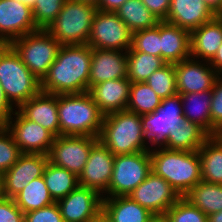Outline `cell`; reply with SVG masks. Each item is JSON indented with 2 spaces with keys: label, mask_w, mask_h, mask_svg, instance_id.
Instances as JSON below:
<instances>
[{
  "label": "cell",
  "mask_w": 222,
  "mask_h": 222,
  "mask_svg": "<svg viewBox=\"0 0 222 222\" xmlns=\"http://www.w3.org/2000/svg\"><path fill=\"white\" fill-rule=\"evenodd\" d=\"M98 140L113 155L150 151L145 145L141 115L127 109L103 117Z\"/></svg>",
  "instance_id": "4"
},
{
  "label": "cell",
  "mask_w": 222,
  "mask_h": 222,
  "mask_svg": "<svg viewBox=\"0 0 222 222\" xmlns=\"http://www.w3.org/2000/svg\"><path fill=\"white\" fill-rule=\"evenodd\" d=\"M209 65L213 67V69L219 74H222V44L219 46L215 56L213 59L208 62ZM222 76V75H221Z\"/></svg>",
  "instance_id": "46"
},
{
  "label": "cell",
  "mask_w": 222,
  "mask_h": 222,
  "mask_svg": "<svg viewBox=\"0 0 222 222\" xmlns=\"http://www.w3.org/2000/svg\"><path fill=\"white\" fill-rule=\"evenodd\" d=\"M209 137L198 124L183 119L169 131L162 147L169 150L197 151Z\"/></svg>",
  "instance_id": "26"
},
{
  "label": "cell",
  "mask_w": 222,
  "mask_h": 222,
  "mask_svg": "<svg viewBox=\"0 0 222 222\" xmlns=\"http://www.w3.org/2000/svg\"><path fill=\"white\" fill-rule=\"evenodd\" d=\"M126 54L127 78L131 83L145 82L154 71L167 64L161 57L143 52L129 49Z\"/></svg>",
  "instance_id": "33"
},
{
  "label": "cell",
  "mask_w": 222,
  "mask_h": 222,
  "mask_svg": "<svg viewBox=\"0 0 222 222\" xmlns=\"http://www.w3.org/2000/svg\"><path fill=\"white\" fill-rule=\"evenodd\" d=\"M160 21L167 18L171 0H141Z\"/></svg>",
  "instance_id": "43"
},
{
  "label": "cell",
  "mask_w": 222,
  "mask_h": 222,
  "mask_svg": "<svg viewBox=\"0 0 222 222\" xmlns=\"http://www.w3.org/2000/svg\"><path fill=\"white\" fill-rule=\"evenodd\" d=\"M203 1L216 15H222V0H203Z\"/></svg>",
  "instance_id": "47"
},
{
  "label": "cell",
  "mask_w": 222,
  "mask_h": 222,
  "mask_svg": "<svg viewBox=\"0 0 222 222\" xmlns=\"http://www.w3.org/2000/svg\"><path fill=\"white\" fill-rule=\"evenodd\" d=\"M102 194L78 185L66 197L56 201L64 222H93L102 214Z\"/></svg>",
  "instance_id": "14"
},
{
  "label": "cell",
  "mask_w": 222,
  "mask_h": 222,
  "mask_svg": "<svg viewBox=\"0 0 222 222\" xmlns=\"http://www.w3.org/2000/svg\"><path fill=\"white\" fill-rule=\"evenodd\" d=\"M145 82L161 99L178 94L174 63H167L154 71Z\"/></svg>",
  "instance_id": "35"
},
{
  "label": "cell",
  "mask_w": 222,
  "mask_h": 222,
  "mask_svg": "<svg viewBox=\"0 0 222 222\" xmlns=\"http://www.w3.org/2000/svg\"><path fill=\"white\" fill-rule=\"evenodd\" d=\"M16 1H19V2H22L28 6H30L31 8L34 6L36 0H16Z\"/></svg>",
  "instance_id": "52"
},
{
  "label": "cell",
  "mask_w": 222,
  "mask_h": 222,
  "mask_svg": "<svg viewBox=\"0 0 222 222\" xmlns=\"http://www.w3.org/2000/svg\"><path fill=\"white\" fill-rule=\"evenodd\" d=\"M215 16L216 14L203 0H171L168 15L164 21L191 33Z\"/></svg>",
  "instance_id": "21"
},
{
  "label": "cell",
  "mask_w": 222,
  "mask_h": 222,
  "mask_svg": "<svg viewBox=\"0 0 222 222\" xmlns=\"http://www.w3.org/2000/svg\"><path fill=\"white\" fill-rule=\"evenodd\" d=\"M93 222H109L106 217L101 214L98 218H96Z\"/></svg>",
  "instance_id": "53"
},
{
  "label": "cell",
  "mask_w": 222,
  "mask_h": 222,
  "mask_svg": "<svg viewBox=\"0 0 222 222\" xmlns=\"http://www.w3.org/2000/svg\"><path fill=\"white\" fill-rule=\"evenodd\" d=\"M14 115L16 120L12 121L11 117L3 125L11 133L20 151L48 155L55 136L46 128L27 119L19 110H15Z\"/></svg>",
  "instance_id": "12"
},
{
  "label": "cell",
  "mask_w": 222,
  "mask_h": 222,
  "mask_svg": "<svg viewBox=\"0 0 222 222\" xmlns=\"http://www.w3.org/2000/svg\"><path fill=\"white\" fill-rule=\"evenodd\" d=\"M130 50L161 57L160 22L153 28L132 33Z\"/></svg>",
  "instance_id": "36"
},
{
  "label": "cell",
  "mask_w": 222,
  "mask_h": 222,
  "mask_svg": "<svg viewBox=\"0 0 222 222\" xmlns=\"http://www.w3.org/2000/svg\"><path fill=\"white\" fill-rule=\"evenodd\" d=\"M87 44L95 49L127 51L131 48L132 32L115 12L97 9Z\"/></svg>",
  "instance_id": "9"
},
{
  "label": "cell",
  "mask_w": 222,
  "mask_h": 222,
  "mask_svg": "<svg viewBox=\"0 0 222 222\" xmlns=\"http://www.w3.org/2000/svg\"><path fill=\"white\" fill-rule=\"evenodd\" d=\"M184 198L208 216L222 210V185L201 180Z\"/></svg>",
  "instance_id": "30"
},
{
  "label": "cell",
  "mask_w": 222,
  "mask_h": 222,
  "mask_svg": "<svg viewBox=\"0 0 222 222\" xmlns=\"http://www.w3.org/2000/svg\"><path fill=\"white\" fill-rule=\"evenodd\" d=\"M98 141L97 137L91 136L60 135L54 138L48 161L79 177L86 165L91 148Z\"/></svg>",
  "instance_id": "10"
},
{
  "label": "cell",
  "mask_w": 222,
  "mask_h": 222,
  "mask_svg": "<svg viewBox=\"0 0 222 222\" xmlns=\"http://www.w3.org/2000/svg\"><path fill=\"white\" fill-rule=\"evenodd\" d=\"M92 47L61 45L54 63L41 81V91L56 95L88 92Z\"/></svg>",
  "instance_id": "1"
},
{
  "label": "cell",
  "mask_w": 222,
  "mask_h": 222,
  "mask_svg": "<svg viewBox=\"0 0 222 222\" xmlns=\"http://www.w3.org/2000/svg\"><path fill=\"white\" fill-rule=\"evenodd\" d=\"M70 1L84 2L86 4H90L95 7H98V5L100 3V0H70Z\"/></svg>",
  "instance_id": "50"
},
{
  "label": "cell",
  "mask_w": 222,
  "mask_h": 222,
  "mask_svg": "<svg viewBox=\"0 0 222 222\" xmlns=\"http://www.w3.org/2000/svg\"><path fill=\"white\" fill-rule=\"evenodd\" d=\"M5 198L4 194V186H3V177L2 174L0 173V201H2Z\"/></svg>",
  "instance_id": "51"
},
{
  "label": "cell",
  "mask_w": 222,
  "mask_h": 222,
  "mask_svg": "<svg viewBox=\"0 0 222 222\" xmlns=\"http://www.w3.org/2000/svg\"><path fill=\"white\" fill-rule=\"evenodd\" d=\"M0 85L7 99L19 108L41 91L39 81L10 44H0Z\"/></svg>",
  "instance_id": "5"
},
{
  "label": "cell",
  "mask_w": 222,
  "mask_h": 222,
  "mask_svg": "<svg viewBox=\"0 0 222 222\" xmlns=\"http://www.w3.org/2000/svg\"><path fill=\"white\" fill-rule=\"evenodd\" d=\"M151 172L150 151L115 155L106 193L110 197L128 196Z\"/></svg>",
  "instance_id": "8"
},
{
  "label": "cell",
  "mask_w": 222,
  "mask_h": 222,
  "mask_svg": "<svg viewBox=\"0 0 222 222\" xmlns=\"http://www.w3.org/2000/svg\"><path fill=\"white\" fill-rule=\"evenodd\" d=\"M210 113L213 126L222 134V78L221 77H219L213 85Z\"/></svg>",
  "instance_id": "41"
},
{
  "label": "cell",
  "mask_w": 222,
  "mask_h": 222,
  "mask_svg": "<svg viewBox=\"0 0 222 222\" xmlns=\"http://www.w3.org/2000/svg\"><path fill=\"white\" fill-rule=\"evenodd\" d=\"M12 107L14 106H12L11 102L7 99L4 90L0 85V125H3L12 117L11 115L15 113Z\"/></svg>",
  "instance_id": "44"
},
{
  "label": "cell",
  "mask_w": 222,
  "mask_h": 222,
  "mask_svg": "<svg viewBox=\"0 0 222 222\" xmlns=\"http://www.w3.org/2000/svg\"><path fill=\"white\" fill-rule=\"evenodd\" d=\"M208 222H222V210L208 215Z\"/></svg>",
  "instance_id": "48"
},
{
  "label": "cell",
  "mask_w": 222,
  "mask_h": 222,
  "mask_svg": "<svg viewBox=\"0 0 222 222\" xmlns=\"http://www.w3.org/2000/svg\"><path fill=\"white\" fill-rule=\"evenodd\" d=\"M128 196L154 216L165 215L181 198L166 180L153 172Z\"/></svg>",
  "instance_id": "13"
},
{
  "label": "cell",
  "mask_w": 222,
  "mask_h": 222,
  "mask_svg": "<svg viewBox=\"0 0 222 222\" xmlns=\"http://www.w3.org/2000/svg\"><path fill=\"white\" fill-rule=\"evenodd\" d=\"M46 154L22 153L18 161L2 174L5 198L16 197L29 182L43 176Z\"/></svg>",
  "instance_id": "16"
},
{
  "label": "cell",
  "mask_w": 222,
  "mask_h": 222,
  "mask_svg": "<svg viewBox=\"0 0 222 222\" xmlns=\"http://www.w3.org/2000/svg\"><path fill=\"white\" fill-rule=\"evenodd\" d=\"M25 222H64L57 203L24 214Z\"/></svg>",
  "instance_id": "40"
},
{
  "label": "cell",
  "mask_w": 222,
  "mask_h": 222,
  "mask_svg": "<svg viewBox=\"0 0 222 222\" xmlns=\"http://www.w3.org/2000/svg\"><path fill=\"white\" fill-rule=\"evenodd\" d=\"M0 222H25L24 213L18 208L14 198L0 201Z\"/></svg>",
  "instance_id": "42"
},
{
  "label": "cell",
  "mask_w": 222,
  "mask_h": 222,
  "mask_svg": "<svg viewBox=\"0 0 222 222\" xmlns=\"http://www.w3.org/2000/svg\"><path fill=\"white\" fill-rule=\"evenodd\" d=\"M170 222H208V216L181 197L165 214Z\"/></svg>",
  "instance_id": "37"
},
{
  "label": "cell",
  "mask_w": 222,
  "mask_h": 222,
  "mask_svg": "<svg viewBox=\"0 0 222 222\" xmlns=\"http://www.w3.org/2000/svg\"><path fill=\"white\" fill-rule=\"evenodd\" d=\"M18 110L29 120L60 136L58 95L40 91L24 102Z\"/></svg>",
  "instance_id": "20"
},
{
  "label": "cell",
  "mask_w": 222,
  "mask_h": 222,
  "mask_svg": "<svg viewBox=\"0 0 222 222\" xmlns=\"http://www.w3.org/2000/svg\"><path fill=\"white\" fill-rule=\"evenodd\" d=\"M10 45L39 81L47 75L61 47L57 39L46 29L28 33L13 40Z\"/></svg>",
  "instance_id": "7"
},
{
  "label": "cell",
  "mask_w": 222,
  "mask_h": 222,
  "mask_svg": "<svg viewBox=\"0 0 222 222\" xmlns=\"http://www.w3.org/2000/svg\"><path fill=\"white\" fill-rule=\"evenodd\" d=\"M60 135L99 137L104 115L89 92L58 95Z\"/></svg>",
  "instance_id": "3"
},
{
  "label": "cell",
  "mask_w": 222,
  "mask_h": 222,
  "mask_svg": "<svg viewBox=\"0 0 222 222\" xmlns=\"http://www.w3.org/2000/svg\"><path fill=\"white\" fill-rule=\"evenodd\" d=\"M125 1L126 0H100L97 9L104 12H115Z\"/></svg>",
  "instance_id": "45"
},
{
  "label": "cell",
  "mask_w": 222,
  "mask_h": 222,
  "mask_svg": "<svg viewBox=\"0 0 222 222\" xmlns=\"http://www.w3.org/2000/svg\"><path fill=\"white\" fill-rule=\"evenodd\" d=\"M14 200L24 214L55 203L46 187L43 176L29 182L28 185L14 197Z\"/></svg>",
  "instance_id": "32"
},
{
  "label": "cell",
  "mask_w": 222,
  "mask_h": 222,
  "mask_svg": "<svg viewBox=\"0 0 222 222\" xmlns=\"http://www.w3.org/2000/svg\"><path fill=\"white\" fill-rule=\"evenodd\" d=\"M32 8L16 0H0V44L37 31Z\"/></svg>",
  "instance_id": "15"
},
{
  "label": "cell",
  "mask_w": 222,
  "mask_h": 222,
  "mask_svg": "<svg viewBox=\"0 0 222 222\" xmlns=\"http://www.w3.org/2000/svg\"><path fill=\"white\" fill-rule=\"evenodd\" d=\"M43 178L55 202L66 197L79 185L78 177L74 173L65 168L53 165L49 161L45 165Z\"/></svg>",
  "instance_id": "31"
},
{
  "label": "cell",
  "mask_w": 222,
  "mask_h": 222,
  "mask_svg": "<svg viewBox=\"0 0 222 222\" xmlns=\"http://www.w3.org/2000/svg\"><path fill=\"white\" fill-rule=\"evenodd\" d=\"M149 222H170L166 215H155Z\"/></svg>",
  "instance_id": "49"
},
{
  "label": "cell",
  "mask_w": 222,
  "mask_h": 222,
  "mask_svg": "<svg viewBox=\"0 0 222 222\" xmlns=\"http://www.w3.org/2000/svg\"><path fill=\"white\" fill-rule=\"evenodd\" d=\"M102 214L109 222H149L154 216L129 196L103 198Z\"/></svg>",
  "instance_id": "25"
},
{
  "label": "cell",
  "mask_w": 222,
  "mask_h": 222,
  "mask_svg": "<svg viewBox=\"0 0 222 222\" xmlns=\"http://www.w3.org/2000/svg\"><path fill=\"white\" fill-rule=\"evenodd\" d=\"M181 104L180 95L176 94L162 99L154 112L141 115L144 138L160 147L167 140L169 131L184 119Z\"/></svg>",
  "instance_id": "11"
},
{
  "label": "cell",
  "mask_w": 222,
  "mask_h": 222,
  "mask_svg": "<svg viewBox=\"0 0 222 222\" xmlns=\"http://www.w3.org/2000/svg\"><path fill=\"white\" fill-rule=\"evenodd\" d=\"M193 59L187 58L174 63L176 86L178 94L208 91L213 89V85L220 75L206 64L197 63ZM206 66V67H205ZM208 66V67H207Z\"/></svg>",
  "instance_id": "18"
},
{
  "label": "cell",
  "mask_w": 222,
  "mask_h": 222,
  "mask_svg": "<svg viewBox=\"0 0 222 222\" xmlns=\"http://www.w3.org/2000/svg\"><path fill=\"white\" fill-rule=\"evenodd\" d=\"M161 58L177 63L191 57L190 32L166 21H160Z\"/></svg>",
  "instance_id": "24"
},
{
  "label": "cell",
  "mask_w": 222,
  "mask_h": 222,
  "mask_svg": "<svg viewBox=\"0 0 222 222\" xmlns=\"http://www.w3.org/2000/svg\"><path fill=\"white\" fill-rule=\"evenodd\" d=\"M97 7L84 2L66 0L56 19L46 30L61 45H84L91 32Z\"/></svg>",
  "instance_id": "6"
},
{
  "label": "cell",
  "mask_w": 222,
  "mask_h": 222,
  "mask_svg": "<svg viewBox=\"0 0 222 222\" xmlns=\"http://www.w3.org/2000/svg\"><path fill=\"white\" fill-rule=\"evenodd\" d=\"M161 98L146 82L131 83L127 110L138 115L154 112Z\"/></svg>",
  "instance_id": "34"
},
{
  "label": "cell",
  "mask_w": 222,
  "mask_h": 222,
  "mask_svg": "<svg viewBox=\"0 0 222 222\" xmlns=\"http://www.w3.org/2000/svg\"><path fill=\"white\" fill-rule=\"evenodd\" d=\"M130 86L128 78H120L94 85L88 92L105 116L127 109Z\"/></svg>",
  "instance_id": "22"
},
{
  "label": "cell",
  "mask_w": 222,
  "mask_h": 222,
  "mask_svg": "<svg viewBox=\"0 0 222 222\" xmlns=\"http://www.w3.org/2000/svg\"><path fill=\"white\" fill-rule=\"evenodd\" d=\"M114 157L115 155L98 141L91 148L86 165L78 177L79 185L94 189L100 194L105 193L112 177Z\"/></svg>",
  "instance_id": "17"
},
{
  "label": "cell",
  "mask_w": 222,
  "mask_h": 222,
  "mask_svg": "<svg viewBox=\"0 0 222 222\" xmlns=\"http://www.w3.org/2000/svg\"><path fill=\"white\" fill-rule=\"evenodd\" d=\"M66 0H36L32 7L33 18L39 29H46L58 16Z\"/></svg>",
  "instance_id": "38"
},
{
  "label": "cell",
  "mask_w": 222,
  "mask_h": 222,
  "mask_svg": "<svg viewBox=\"0 0 222 222\" xmlns=\"http://www.w3.org/2000/svg\"><path fill=\"white\" fill-rule=\"evenodd\" d=\"M222 44V15L201 25L190 33L191 56L210 62Z\"/></svg>",
  "instance_id": "23"
},
{
  "label": "cell",
  "mask_w": 222,
  "mask_h": 222,
  "mask_svg": "<svg viewBox=\"0 0 222 222\" xmlns=\"http://www.w3.org/2000/svg\"><path fill=\"white\" fill-rule=\"evenodd\" d=\"M152 172L166 180L181 196L201 180V162L197 151L159 148L150 151Z\"/></svg>",
  "instance_id": "2"
},
{
  "label": "cell",
  "mask_w": 222,
  "mask_h": 222,
  "mask_svg": "<svg viewBox=\"0 0 222 222\" xmlns=\"http://www.w3.org/2000/svg\"><path fill=\"white\" fill-rule=\"evenodd\" d=\"M22 152L14 142L11 133L4 125H0V173L3 174L17 161Z\"/></svg>",
  "instance_id": "39"
},
{
  "label": "cell",
  "mask_w": 222,
  "mask_h": 222,
  "mask_svg": "<svg viewBox=\"0 0 222 222\" xmlns=\"http://www.w3.org/2000/svg\"><path fill=\"white\" fill-rule=\"evenodd\" d=\"M185 106V101L193 103L189 110L183 109L184 119L198 124L210 136L220 135L221 133L213 126L211 121V99L212 90L179 94ZM189 104V103H187ZM194 113V114H193Z\"/></svg>",
  "instance_id": "28"
},
{
  "label": "cell",
  "mask_w": 222,
  "mask_h": 222,
  "mask_svg": "<svg viewBox=\"0 0 222 222\" xmlns=\"http://www.w3.org/2000/svg\"><path fill=\"white\" fill-rule=\"evenodd\" d=\"M202 181L222 185V137L210 136L198 149Z\"/></svg>",
  "instance_id": "27"
},
{
  "label": "cell",
  "mask_w": 222,
  "mask_h": 222,
  "mask_svg": "<svg viewBox=\"0 0 222 222\" xmlns=\"http://www.w3.org/2000/svg\"><path fill=\"white\" fill-rule=\"evenodd\" d=\"M119 50L92 48L88 91L99 83L127 78V54ZM122 53V54H121Z\"/></svg>",
  "instance_id": "19"
},
{
  "label": "cell",
  "mask_w": 222,
  "mask_h": 222,
  "mask_svg": "<svg viewBox=\"0 0 222 222\" xmlns=\"http://www.w3.org/2000/svg\"><path fill=\"white\" fill-rule=\"evenodd\" d=\"M115 13L132 33L153 28L160 22L141 0H126Z\"/></svg>",
  "instance_id": "29"
}]
</instances>
